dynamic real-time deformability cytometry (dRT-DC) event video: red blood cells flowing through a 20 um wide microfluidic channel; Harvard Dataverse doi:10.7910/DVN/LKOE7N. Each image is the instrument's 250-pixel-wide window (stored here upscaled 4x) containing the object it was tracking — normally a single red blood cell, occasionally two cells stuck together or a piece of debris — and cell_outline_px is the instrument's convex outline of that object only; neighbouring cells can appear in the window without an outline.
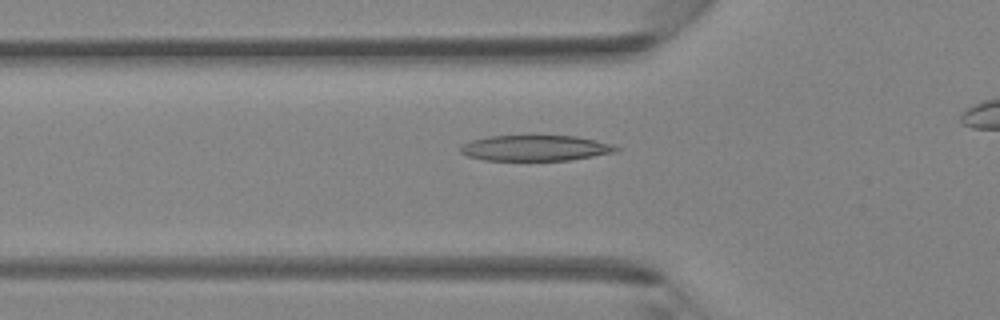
{"species": "Egyptian fruit bat (a non-hibernating species)", "species_latin": "Rousettus aegyptiacus", "temperature_condition": "room temperature", "stored_images_in_passage": 33, "camera_frame_rate_fps": 3000, "um_per_image_px": 0.085, "animal": {"sex": "female"}, "frame": {"image": 1, "passage_image": 13, "time_ms": 4.0, "image_size_px": [1000, 320], "cell_outline_px": [[620, 148], [616, 152], [568, 160], [484, 160], [468, 156], [460, 152], [460, 148], [464, 144], [472, 140], [488, 136], [576, 136], [596, 140], [612, 144]], "centroid_in_image_um": [45.51, 12.58], "position_along_channel_um": 80.3, "area_um2": 23.06}}
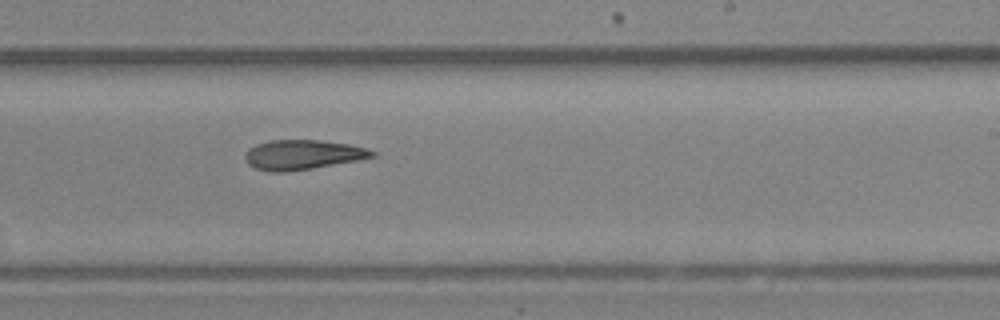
{"frame": {"image": 2, "passage_image": 24, "time_ms": 7.667, "image_size_px": [1000, 320], "cell_outline_px": [[376, 156], [356, 160], [312, 168], [284, 172], [272, 172], [256, 168], [248, 164], [244, 156], [248, 148], [256, 144], [268, 140], [320, 140], [348, 144], [364, 148], [376, 152]], "centroid_in_image_um": [25.67, 13.14], "position_along_channel_um": 263.3, "area_um2": 21.79}}
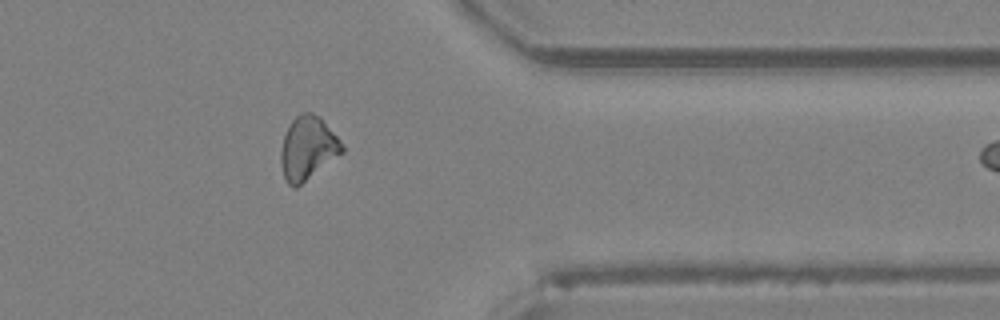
{"frame": {"image": 3, "passage_image": 32, "time_ms": 10.333, "image_size_px": [1000, 320], "cell_outline_px": [[344, 152], [296, 188], [292, 188], [288, 184], [284, 176], [280, 164], [280, 152], [284, 136], [292, 120], [300, 112], [312, 112], [320, 116], [336, 136], [344, 148]], "centroid_in_image_um": [26.14, 12.6], "position_along_channel_um": 385.3, "area_um2": 22.54}}